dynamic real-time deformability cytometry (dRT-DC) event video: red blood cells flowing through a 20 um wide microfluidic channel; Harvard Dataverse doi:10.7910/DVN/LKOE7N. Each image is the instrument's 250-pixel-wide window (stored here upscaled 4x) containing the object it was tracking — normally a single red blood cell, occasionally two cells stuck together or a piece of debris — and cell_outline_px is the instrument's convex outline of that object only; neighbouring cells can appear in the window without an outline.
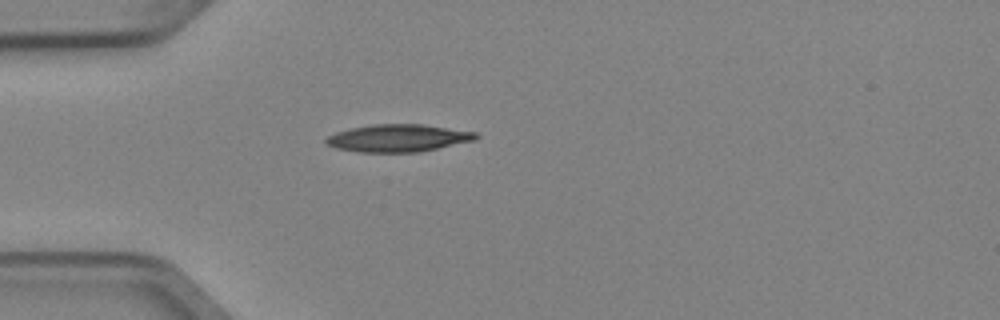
{"species": "Egyptian fruit bat (a non-hibernating species)", "species_latin": "Rousettus aegyptiacus", "temperature_condition": "cold", "stored_images_in_passage": 1, "camera_frame_rate_fps": 3000, "um_per_image_px": 0.085, "animal": {"sex": "female"}, "frame": {"image": 1, "passage_image": 1, "time_ms": 0.0, "image_size_px": [1000, 320], "cell_outline_px": [[480, 136], [476, 140], [420, 152], [360, 152], [336, 148], [324, 144], [324, 140], [328, 136], [336, 132], [352, 128], [372, 124], [420, 124], [476, 132]], "centroid_in_image_um": [33.84, 11.74], "position_along_channel_um": 51.2, "area_um2": 23.99}}